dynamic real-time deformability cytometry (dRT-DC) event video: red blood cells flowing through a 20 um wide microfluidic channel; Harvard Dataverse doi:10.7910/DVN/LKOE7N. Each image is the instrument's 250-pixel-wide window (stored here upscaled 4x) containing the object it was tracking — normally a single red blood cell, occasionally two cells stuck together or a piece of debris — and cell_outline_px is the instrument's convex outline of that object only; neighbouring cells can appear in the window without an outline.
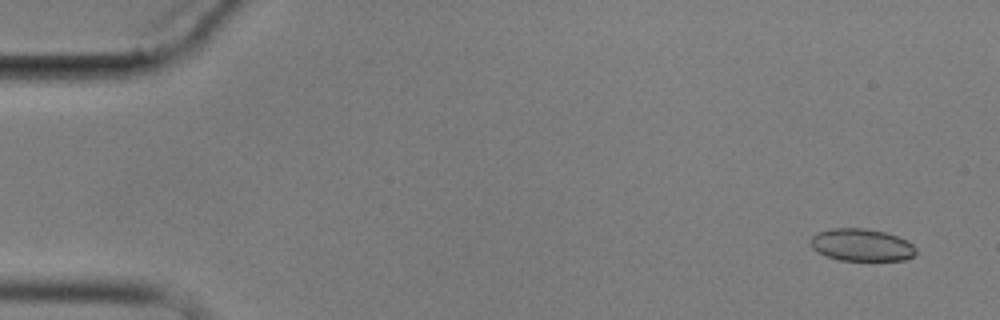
{"species": "common noctule bat (a hibernating species)", "species_latin": "Nyctalus noctula", "temperature_condition": "cold", "stored_images_in_passage": 5, "camera_frame_rate_fps": 3000, "um_per_image_px": 0.085, "animal": {"sex": "male", "body_mass_g": 17.9}, "frame": {"image": 1, "passage_image": 1, "time_ms": 0.0, "image_size_px": [1000, 320], "cell_outline_px": [[916, 252], [912, 256], [904, 260], [840, 260], [824, 256], [812, 248], [808, 240], [816, 232], [832, 228], [864, 228], [888, 232], [908, 240], [916, 248]], "centroid_in_image_um": [73.21, 20.81], "position_along_channel_um": 11.8, "area_um2": 20.17}}
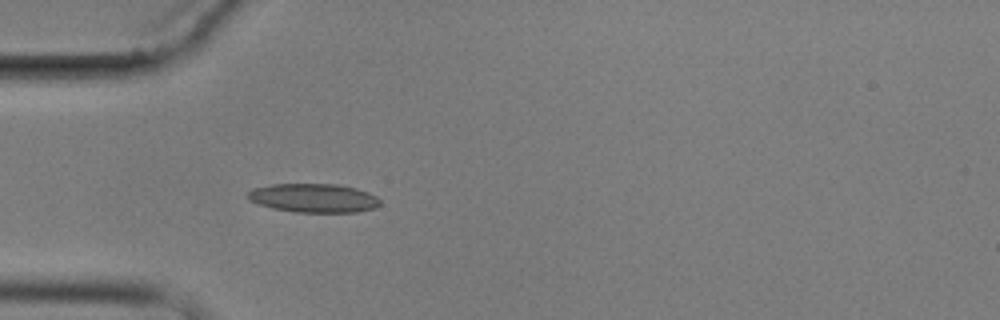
{"frame": {"image": 2, "passage_image": 5, "time_ms": 4.667, "image_size_px": [1000, 320], "cell_outline_px": [[380, 204], [376, 208], [356, 212], [296, 212], [272, 208], [260, 204], [252, 200], [248, 196], [248, 192], [252, 188], [272, 184], [336, 184], [356, 188], [368, 192], [376, 196], [380, 200]], "centroid_in_image_um": [26.7, 16.83], "position_along_channel_um": 58.3, "area_um2": 22.14}}